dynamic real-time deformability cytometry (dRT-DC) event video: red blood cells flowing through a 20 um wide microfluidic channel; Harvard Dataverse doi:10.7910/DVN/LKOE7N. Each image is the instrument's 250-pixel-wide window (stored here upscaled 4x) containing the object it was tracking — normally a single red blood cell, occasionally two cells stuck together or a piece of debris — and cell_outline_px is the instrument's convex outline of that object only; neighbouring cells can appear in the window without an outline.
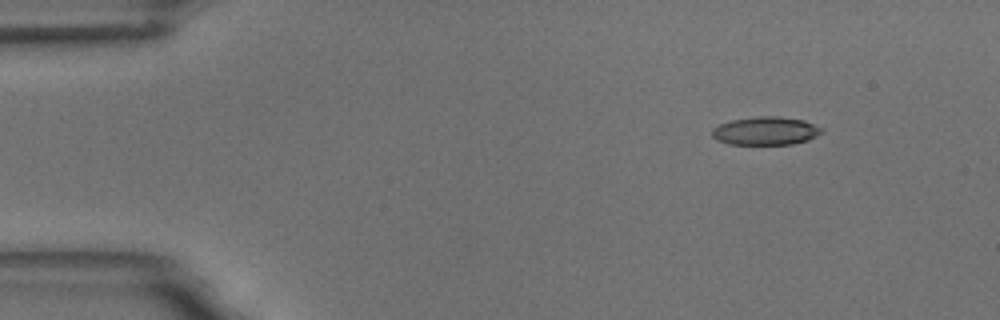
{"species": "common noctule bat (a hibernating species)", "species_latin": "Nyctalus noctula", "temperature_condition": "room temperature", "stored_images_in_passage": 50, "camera_frame_rate_fps": 3000, "um_per_image_px": 0.085, "animal": {"sex": "male", "body_mass_g": 18.8}, "frame": {"image": 1, "passage_image": 1, "time_ms": 0.0, "image_size_px": [1000, 320], "cell_outline_px": [[824, 132], [808, 140], [792, 144], [728, 144], [716, 140], [712, 136], [712, 128], [720, 124], [732, 120], [756, 116], [776, 116], [804, 120], [820, 128]], "centroid_in_image_um": [65.05, 11.13], "position_along_channel_um": 19.9, "area_um2": 17.98}}
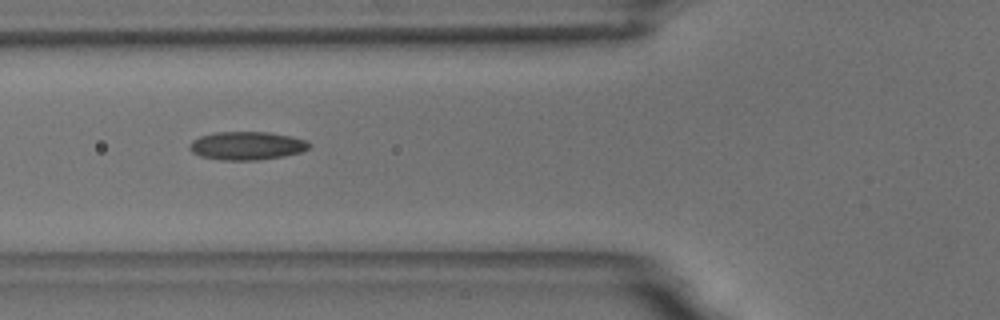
{"frame": {"image": 2, "passage_image": 15, "time_ms": 4.667, "image_size_px": [1000, 320], "cell_outline_px": [[312, 148], [300, 152], [284, 156], [260, 160], [220, 160], [200, 156], [192, 152], [188, 148], [188, 144], [192, 140], [200, 136], [216, 132], [268, 132], [292, 136], [308, 140], [312, 144]], "centroid_in_image_um": [21.01, 12.39], "position_along_channel_um": 104.8, "area_um2": 20.06}}
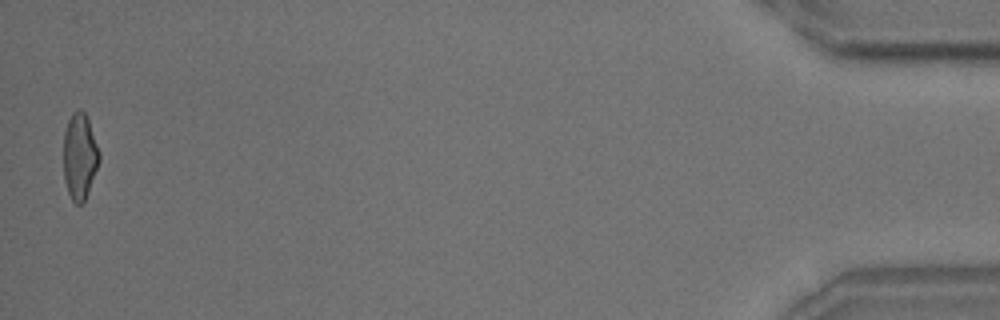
{"frame": {"image": 3, "passage_image": 49, "time_ms": 16.0, "image_size_px": [1000, 320], "cell_outline_px": [[100, 160], [88, 192], [84, 200], [80, 204], [76, 204], [72, 200], [68, 192], [64, 180], [64, 132], [68, 120], [72, 112], [80, 108], [84, 112], [88, 120], [100, 152]], "centroid_in_image_um": [6.77, 13.27], "position_along_channel_um": 428.4, "area_um2": 17.86}, "authors_computed_cell_mechanics": {"area_um2": 18.6116, "velocity_mm_per_s": 3.6619, "shape_relaxation_time_tau1_ms": 6.9011, "shape_relaxation_time_tau2_ms": 2.0554, "deformation_change_tau1": 0.2044, "deformation_change_tau2": 0.0994}}